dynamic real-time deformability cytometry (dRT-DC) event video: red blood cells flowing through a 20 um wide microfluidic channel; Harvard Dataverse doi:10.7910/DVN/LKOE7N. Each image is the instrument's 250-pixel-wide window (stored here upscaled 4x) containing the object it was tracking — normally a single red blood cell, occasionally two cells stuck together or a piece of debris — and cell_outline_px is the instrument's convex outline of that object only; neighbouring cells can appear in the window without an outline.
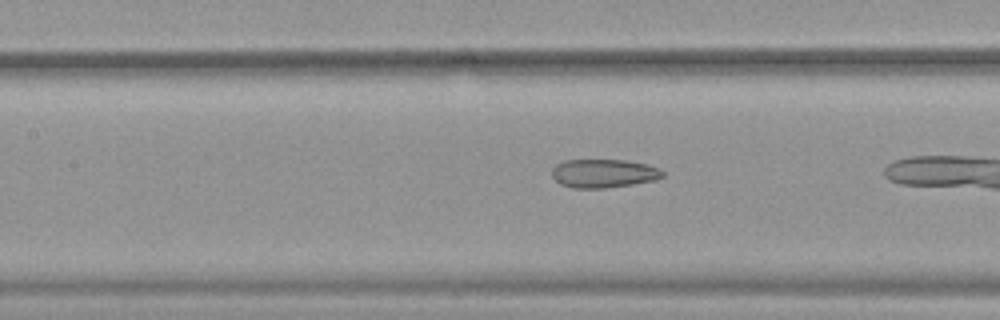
{"species": "common noctule bat (a hibernating species)", "species_latin": "Nyctalus noctula", "temperature_condition": "warm", "stored_images_in_passage": 20, "camera_frame_rate_fps": 3000, "um_per_image_px": 0.085, "animal": {"sex": "female", "body_mass_g": 19.9}, "frame": {"image": 1, "passage_image": 12, "time_ms": 3.667, "image_size_px": [1000, 320], "cell_outline_px": [[664, 176], [656, 180], [632, 184], [604, 188], [572, 188], [560, 184], [552, 176], [552, 168], [556, 164], [564, 160], [624, 160], [648, 164], [664, 172]], "centroid_in_image_um": [51.29, 14.74], "position_along_channel_um": 156.1, "area_um2": 18.44}}
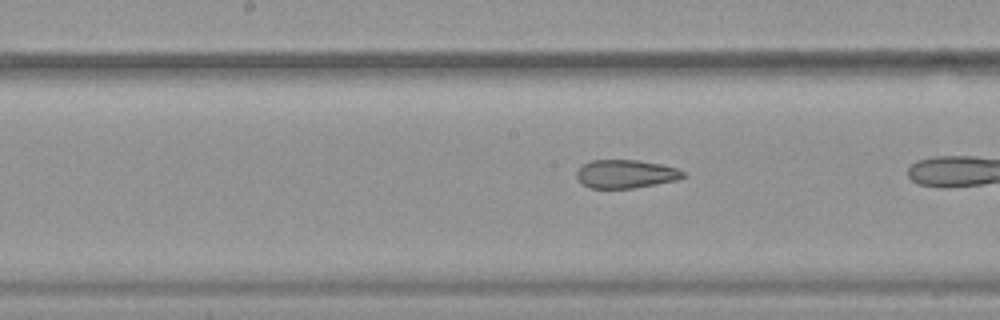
{"frame": {"image": 2, "passage_image": 15, "time_ms": 4.667, "image_size_px": [1000, 320], "cell_outline_px": [[684, 176], [680, 180], [632, 188], [588, 188], [576, 176], [576, 172], [584, 164], [592, 160], [640, 160], [660, 164], [676, 168], [684, 172]], "centroid_in_image_um": [53.21, 14.78], "position_along_channel_um": 195.0, "area_um2": 17.51}}